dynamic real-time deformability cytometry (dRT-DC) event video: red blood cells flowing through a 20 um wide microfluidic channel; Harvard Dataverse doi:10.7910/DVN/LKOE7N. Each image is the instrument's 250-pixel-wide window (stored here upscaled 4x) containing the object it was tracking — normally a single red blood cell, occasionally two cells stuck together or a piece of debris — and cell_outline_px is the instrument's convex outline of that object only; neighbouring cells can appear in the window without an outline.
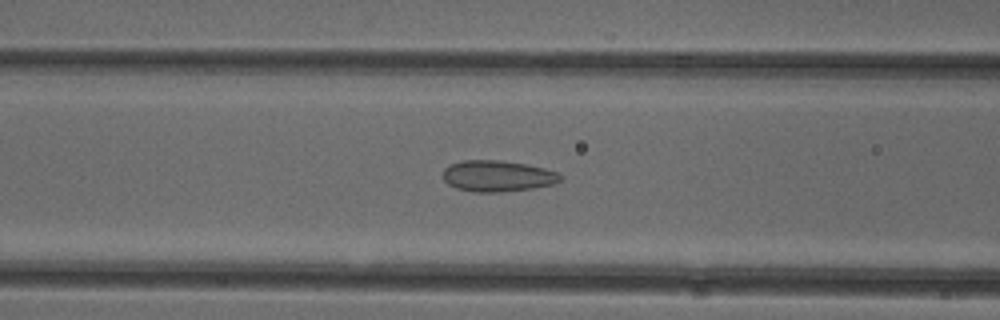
{"species": "common noctule bat (a hibernating species)", "species_latin": "Nyctalus noctula", "temperature_condition": "cold", "stored_images_in_passage": 35, "camera_frame_rate_fps": 3000, "um_per_image_px": 0.085, "animal": {"sex": "female"}, "frame": {"image": 1, "passage_image": 6, "time_ms": 1.667, "image_size_px": [1000, 320], "cell_outline_px": [[560, 180], [556, 184], [532, 188], [504, 192], [476, 192], [456, 188], [448, 184], [444, 180], [444, 168], [460, 160], [500, 160], [524, 164], [544, 168], [560, 172]], "centroid_in_image_um": [42.3, 14.96], "position_along_channel_um": 124.3, "area_um2": 21.33}}
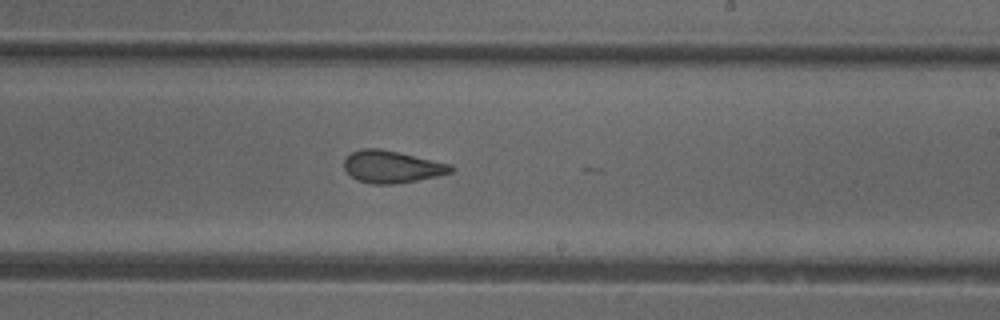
{"frame": {"image": 2, "passage_image": 16, "time_ms": 5.0, "image_size_px": [1000, 320], "cell_outline_px": [[456, 168], [452, 172], [436, 176], [416, 180], [392, 184], [372, 184], [356, 180], [344, 168], [344, 160], [352, 152], [360, 148], [380, 148], [452, 164]], "centroid_in_image_um": [33.31, 14.17], "position_along_channel_um": 255.7, "area_um2": 20.0}}
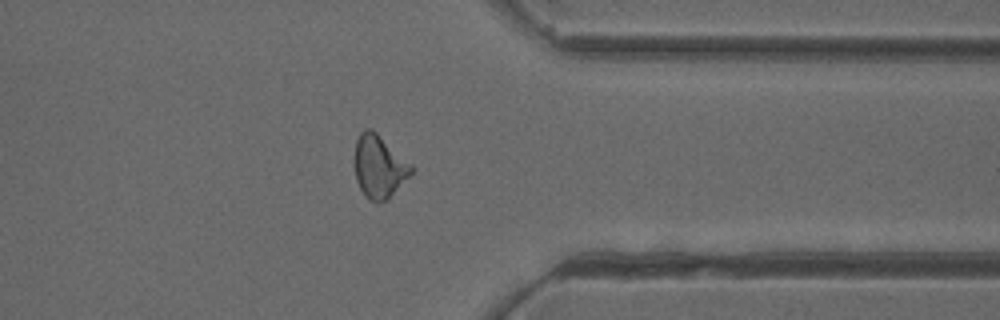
{"frame": {"image": 3, "passage_image": 26, "time_ms": 8.333, "image_size_px": [1000, 320], "cell_outline_px": [[412, 172], [388, 200], [368, 200], [360, 188], [356, 180], [356, 140], [360, 132], [364, 128], [372, 128], [412, 164]], "centroid_in_image_um": [32.23, 14.13], "position_along_channel_um": 379.2, "area_um2": 20.4}, "authors_computed_cell_mechanics": {"area_um2": 20.1144, "velocity_mm_per_s": 3.9375, "shape_relaxation_time_tau1_ms": null, "shape_relaxation_time_tau2_ms": 1.7225, "deformation_change_tau1": null, "deformation_change_tau2": 0.0859}}